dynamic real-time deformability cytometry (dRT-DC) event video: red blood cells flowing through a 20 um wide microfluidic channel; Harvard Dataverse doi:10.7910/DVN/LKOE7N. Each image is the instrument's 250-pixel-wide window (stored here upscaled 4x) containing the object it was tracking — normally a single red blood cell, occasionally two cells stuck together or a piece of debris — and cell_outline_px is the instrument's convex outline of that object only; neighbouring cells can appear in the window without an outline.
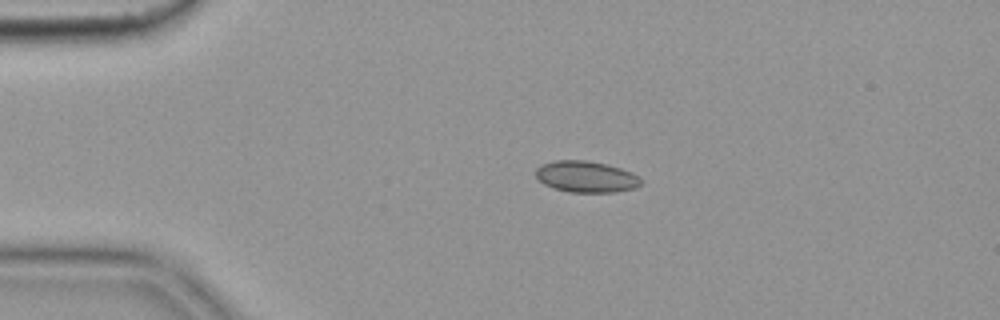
{"species": "common noctule bat (a hibernating species)", "species_latin": "Nyctalus noctula", "temperature_condition": "cold", "stored_images_in_passage": 4, "camera_frame_rate_fps": 3000, "um_per_image_px": 0.085, "animal": {"sex": "female", "body_mass_g": 19.9}, "frame": {"image": 1, "passage_image": 3, "time_ms": 0.667, "image_size_px": [1000, 320], "cell_outline_px": [[644, 180], [636, 188], [616, 192], [568, 192], [552, 188], [544, 184], [536, 176], [536, 168], [544, 164], [556, 160], [588, 160], [620, 168], [632, 172]], "centroid_in_image_um": [49.84, 15.03], "position_along_channel_um": 35.2, "area_um2": 19.25}}